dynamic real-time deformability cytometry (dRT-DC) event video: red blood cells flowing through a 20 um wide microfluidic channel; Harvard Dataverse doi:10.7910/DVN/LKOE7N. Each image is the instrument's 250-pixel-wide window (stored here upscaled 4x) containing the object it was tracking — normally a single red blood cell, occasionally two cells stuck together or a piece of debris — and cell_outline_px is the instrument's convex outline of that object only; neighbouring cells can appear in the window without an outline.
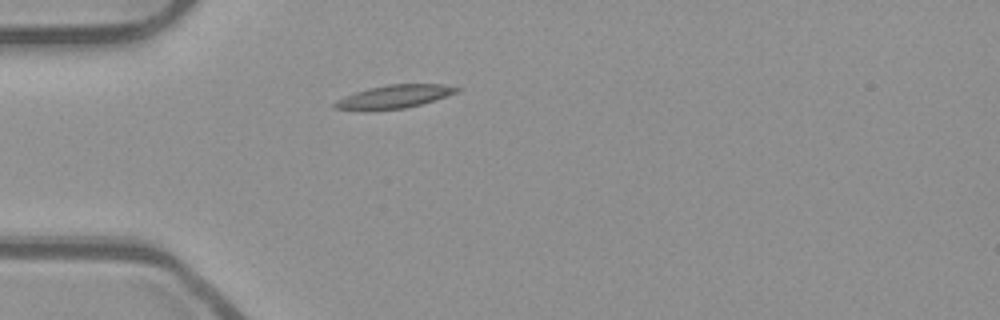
{"species": "common noctule bat (a hibernating species)", "species_latin": "Nyctalus noctula", "temperature_condition": "room temperature", "stored_images_in_passage": 15, "camera_frame_rate_fps": 3000, "um_per_image_px": 0.085, "animal": {"sex": "male", "body_mass_g": 23.1, "forearm_length_mm": 52.7}, "frame": {"image": 1, "passage_image": 1, "time_ms": 0.0, "image_size_px": [1000, 320], "cell_outline_px": [[464, 88], [460, 92], [420, 104], [404, 108], [368, 112], [364, 112], [332, 108], [332, 104], [336, 100], [344, 96], [368, 88], [388, 84], [444, 84]], "centroid_in_image_um": [33.47, 8.23], "position_along_channel_um": 51.5, "area_um2": 17.05}}
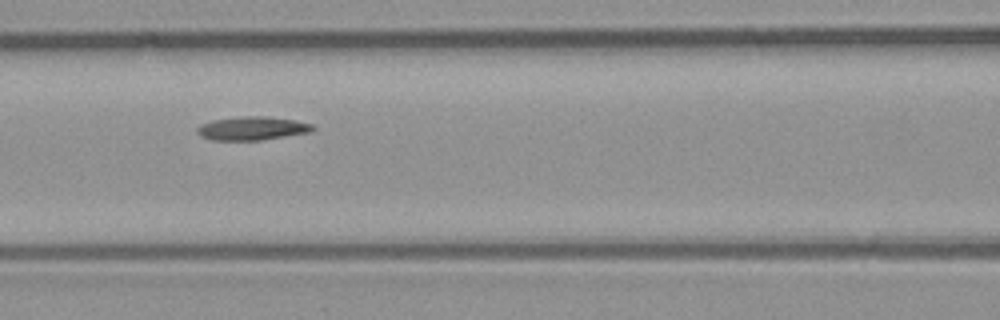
{"frame": {"image": 2, "passage_image": 9, "time_ms": 2.667, "image_size_px": [1000, 320], "cell_outline_px": [[316, 128], [312, 132], [264, 140], [212, 140], [200, 136], [196, 132], [196, 128], [200, 124], [212, 120], [240, 116], [264, 116], [296, 120], [312, 124]], "centroid_in_image_um": [21.44, 10.91], "position_along_channel_um": 145.2, "area_um2": 16.13}}
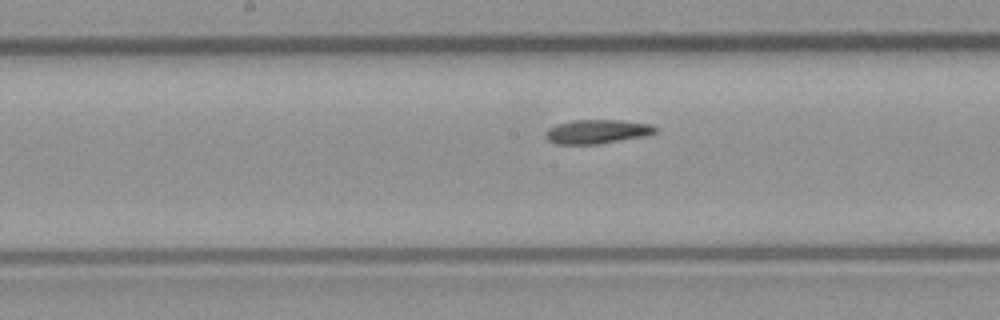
{"frame": {"image": 3, "passage_image": 13, "time_ms": 4.0, "image_size_px": [1000, 320], "cell_outline_px": [[656, 132], [644, 136], [596, 144], [556, 144], [548, 140], [544, 136], [544, 132], [548, 128], [556, 124], [572, 120], [620, 120], [652, 124], [656, 128]], "centroid_in_image_um": [50.7, 11.18], "position_along_channel_um": 197.5, "area_um2": 15.37}}